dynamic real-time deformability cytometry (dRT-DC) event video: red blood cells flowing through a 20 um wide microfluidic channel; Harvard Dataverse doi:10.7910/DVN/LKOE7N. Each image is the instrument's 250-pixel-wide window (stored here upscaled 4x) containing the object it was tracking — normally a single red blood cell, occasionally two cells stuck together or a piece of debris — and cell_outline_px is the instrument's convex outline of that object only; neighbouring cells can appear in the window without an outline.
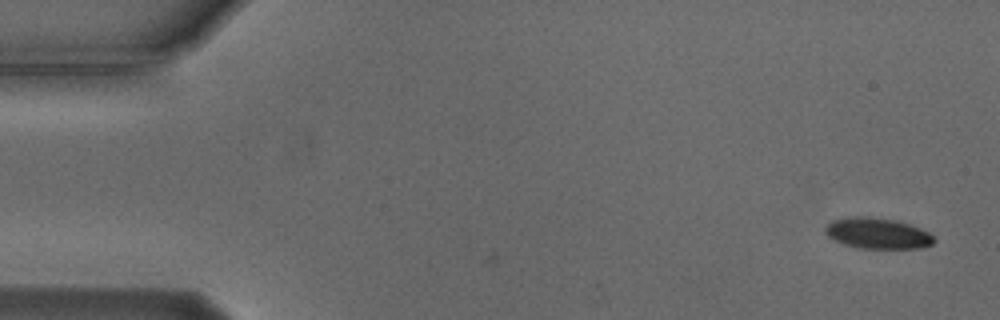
{"species": "Egyptian fruit bat (a non-hibernating species)", "species_latin": "Rousettus aegyptiacus", "temperature_condition": "cold", "stored_images_in_passage": 14, "camera_frame_rate_fps": 3000, "um_per_image_px": 0.085, "animal": {"sex": "male"}, "frame": {"image": 1, "passage_image": 1, "time_ms": 0.0, "image_size_px": [1000, 320], "cell_outline_px": [[936, 240], [932, 244], [920, 248], [856, 248], [844, 244], [828, 236], [824, 232], [824, 228], [832, 220], [856, 216], [868, 216], [896, 220], [920, 228], [928, 232]], "centroid_in_image_um": [74.58, 19.83], "position_along_channel_um": 10.4, "area_um2": 19.48}}
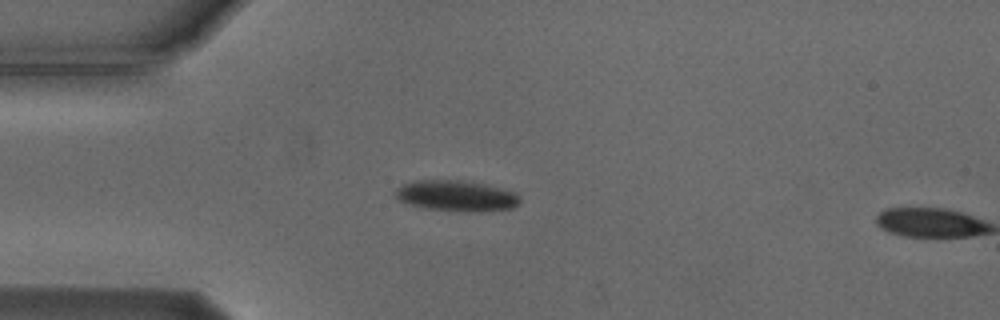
{"frame": {"image": 2, "passage_image": 13, "time_ms": 4.0, "image_size_px": [1000, 320], "cell_outline_px": [[520, 200], [512, 208], [484, 212], [464, 212], [420, 208], [396, 200], [396, 188], [400, 184], [420, 180], [460, 180], [484, 184], [516, 192], [520, 196]], "centroid_in_image_um": [38.76, 16.66], "position_along_channel_um": 46.2, "area_um2": 22.72}}